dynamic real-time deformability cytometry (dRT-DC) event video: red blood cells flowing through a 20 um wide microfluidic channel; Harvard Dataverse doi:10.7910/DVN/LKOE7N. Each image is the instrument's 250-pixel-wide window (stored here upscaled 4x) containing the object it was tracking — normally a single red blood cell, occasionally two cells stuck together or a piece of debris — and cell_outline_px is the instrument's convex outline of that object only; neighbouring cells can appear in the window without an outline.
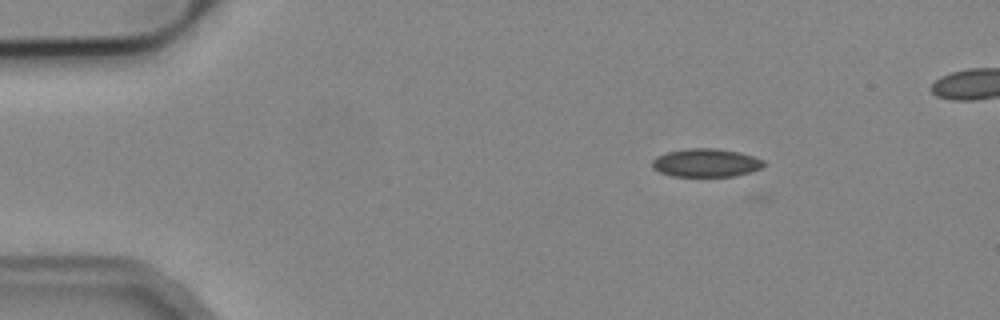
{"species": "common noctule bat (a hibernating species)", "species_latin": "Nyctalus noctula", "temperature_condition": "cold", "stored_images_in_passage": 4, "camera_frame_rate_fps": 3000, "um_per_image_px": 0.085, "animal": {"sex": "male", "body_mass_g": 19.2, "forearm_length_mm": 51.8}, "frame": {"image": 1, "passage_image": 1, "time_ms": 0.0, "image_size_px": [1000, 320], "cell_outline_px": [[768, 164], [764, 168], [732, 176], [672, 176], [660, 172], [652, 168], [652, 160], [656, 156], [668, 152], [688, 148], [716, 148], [740, 152], [764, 160]], "centroid_in_image_um": [60.03, 13.83], "position_along_channel_um": 25.0, "area_um2": 18.5}}